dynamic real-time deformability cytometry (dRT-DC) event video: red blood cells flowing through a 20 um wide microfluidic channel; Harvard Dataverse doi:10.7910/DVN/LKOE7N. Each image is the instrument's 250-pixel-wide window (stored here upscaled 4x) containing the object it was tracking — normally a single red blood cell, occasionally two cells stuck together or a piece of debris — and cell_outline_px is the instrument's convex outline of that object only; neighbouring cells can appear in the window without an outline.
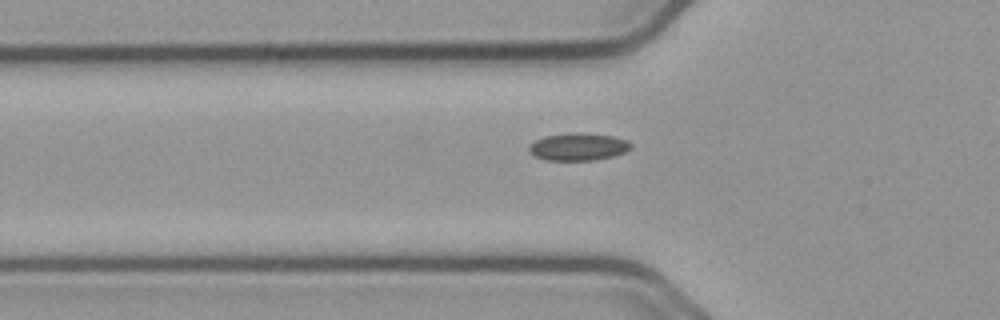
{"species": "common noctule bat (a hibernating species)", "species_latin": "Nyctalus noctula", "temperature_condition": "cold", "stored_images_in_passage": 40, "camera_frame_rate_fps": 3000, "um_per_image_px": 0.085, "animal": {"sex": "male", "body_mass_g": 23.1, "forearm_length_mm": 52.7}, "frame": {"image": 1, "passage_image": 10, "time_ms": 3.0, "image_size_px": [1000, 320], "cell_outline_px": [[632, 148], [624, 152], [612, 156], [596, 160], [544, 160], [536, 156], [528, 148], [528, 144], [544, 136], [612, 136], [628, 140], [632, 144]], "centroid_in_image_um": [49.17, 12.54], "position_along_channel_um": 76.6, "area_um2": 15.26}}
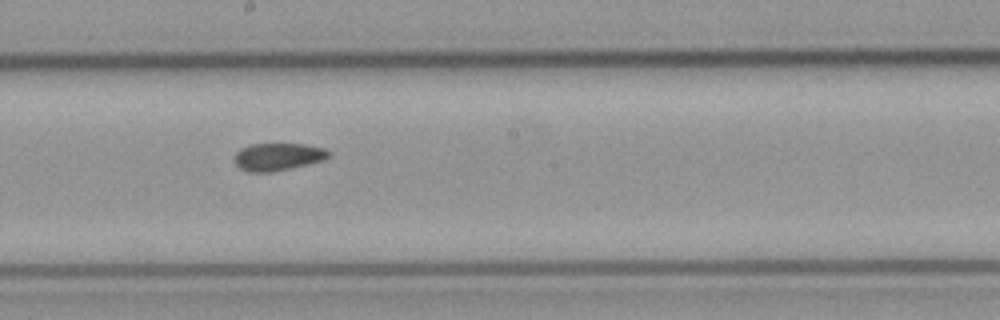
{"frame": {"image": 2, "passage_image": 22, "time_ms": 7.0, "image_size_px": [1000, 320], "cell_outline_px": [[332, 152], [324, 160], [272, 172], [248, 172], [240, 168], [232, 160], [232, 156], [240, 148], [248, 144], [304, 144], [324, 148]], "centroid_in_image_um": [23.57, 13.32], "position_along_channel_um": 224.6, "area_um2": 15.26}}
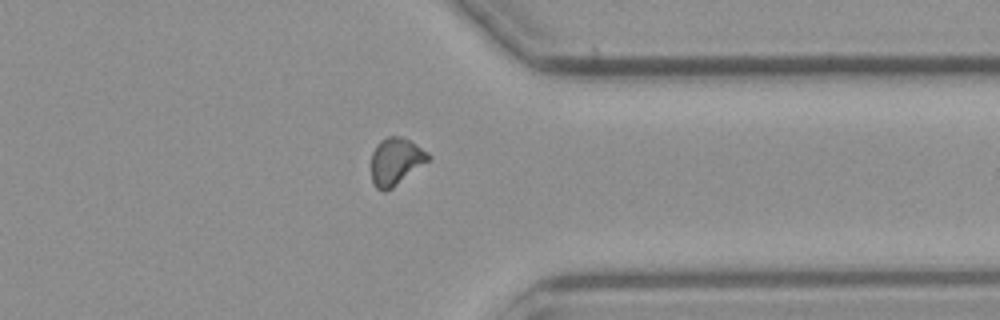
{"frame": {"image": 3, "passage_image": 35, "time_ms": 11.333, "image_size_px": [1000, 320], "cell_outline_px": [[432, 156], [428, 160], [392, 188], [384, 192], [376, 188], [372, 184], [372, 152], [376, 144], [380, 140], [388, 136], [400, 136], [416, 144], [428, 152]], "centroid_in_image_um": [33.61, 13.71], "position_along_channel_um": 377.8, "area_um2": 15.55}}